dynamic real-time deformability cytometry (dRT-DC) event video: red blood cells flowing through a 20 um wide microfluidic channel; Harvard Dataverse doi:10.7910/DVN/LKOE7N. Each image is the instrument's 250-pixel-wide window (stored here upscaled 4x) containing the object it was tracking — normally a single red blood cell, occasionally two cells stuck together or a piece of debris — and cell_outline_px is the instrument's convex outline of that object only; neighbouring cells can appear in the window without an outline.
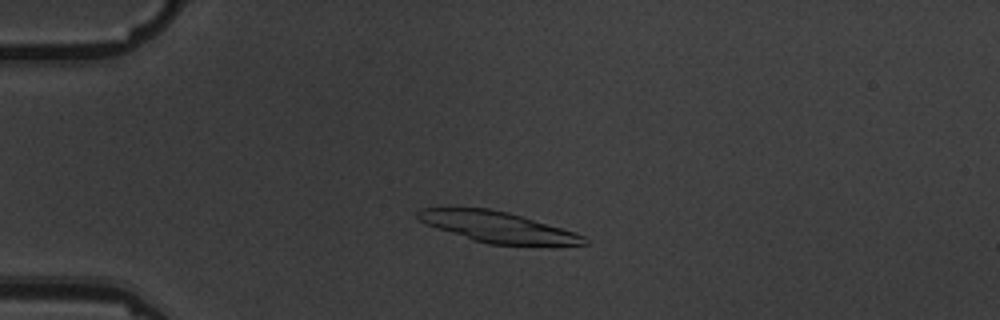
{"species": "common noctule bat (a hibernating species)", "species_latin": "Nyctalus noctula", "temperature_condition": "warm", "stored_images_in_passage": 5, "camera_frame_rate_fps": 3000, "um_per_image_px": 0.085, "animal": {"sex": "male", "body_mass_g": 19.5, "forearm_length_mm": 54.6}, "frame": {"image": 1, "passage_image": 4, "time_ms": 4.333, "image_size_px": [1000, 320], "cell_outline_px": [[588, 244], [488, 244], [472, 240], [436, 228], [420, 220], [416, 216], [416, 212], [420, 208], [444, 204], [488, 208], [508, 212], [576, 232], [584, 236], [588, 240]], "centroid_in_image_um": [42.13, 19.23], "position_along_channel_um": 42.9, "area_um2": 30.23}}